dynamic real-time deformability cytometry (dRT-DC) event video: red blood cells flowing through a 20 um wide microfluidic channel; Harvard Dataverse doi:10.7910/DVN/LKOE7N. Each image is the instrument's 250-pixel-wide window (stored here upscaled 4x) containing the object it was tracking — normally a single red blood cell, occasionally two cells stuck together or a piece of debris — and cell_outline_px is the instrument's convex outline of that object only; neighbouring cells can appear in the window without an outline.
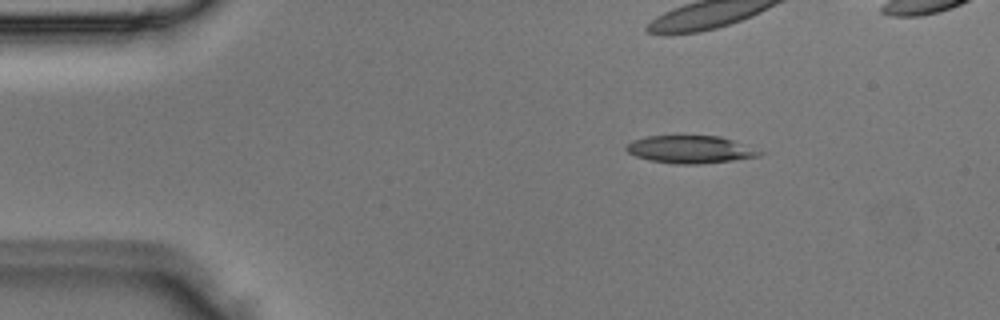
{"species": "Egyptian fruit bat (a non-hibernating species)", "species_latin": "Rousettus aegyptiacus", "temperature_condition": "room temperature", "stored_images_in_passage": 5, "camera_frame_rate_fps": 3000, "um_per_image_px": 0.085, "animal": {"sex": "male"}, "frame": {"image": 1, "passage_image": 2, "time_ms": 0.333, "image_size_px": [1000, 320], "cell_outline_px": [[764, 152], [760, 156], [732, 160], [700, 164], [676, 164], [648, 160], [636, 156], [628, 152], [624, 148], [632, 140], [648, 136], [720, 136], [732, 140]], "centroid_in_image_um": [58.65, 12.7], "position_along_channel_um": 26.4, "area_um2": 21.27}}
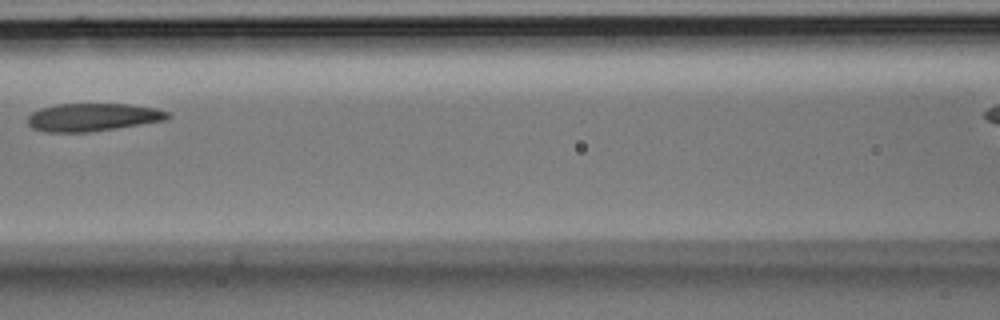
{"frame": {"image": 2, "passage_image": 5, "time_ms": 1.333, "image_size_px": [1000, 320], "cell_outline_px": [[172, 116], [168, 120], [116, 128], [88, 132], [44, 132], [32, 128], [28, 124], [28, 116], [32, 112], [40, 108], [56, 104], [128, 104], [156, 108], [168, 112]], "centroid_in_image_um": [7.89, 9.96], "position_along_channel_um": 158.7, "area_um2": 22.89}}